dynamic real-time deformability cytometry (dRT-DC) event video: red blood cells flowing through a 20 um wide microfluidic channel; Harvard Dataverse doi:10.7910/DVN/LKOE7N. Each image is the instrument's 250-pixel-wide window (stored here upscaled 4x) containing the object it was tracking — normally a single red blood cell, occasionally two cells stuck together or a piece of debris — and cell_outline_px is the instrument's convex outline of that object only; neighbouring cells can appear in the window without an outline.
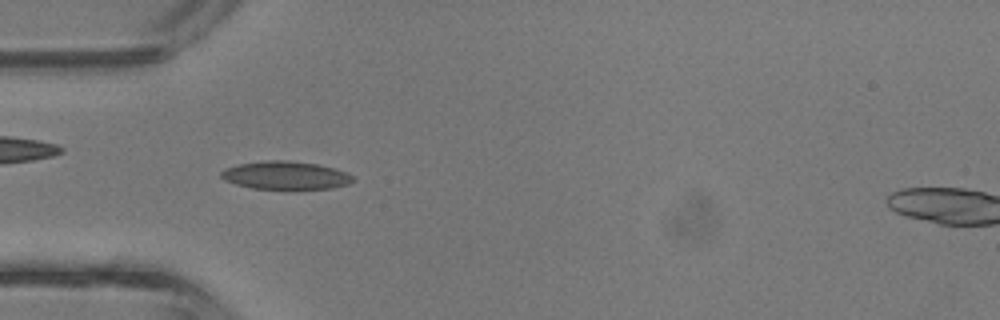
{"species": "common noctule bat (a hibernating species)", "species_latin": "Nyctalus noctula", "temperature_condition": "room temperature", "stored_images_in_passage": 3, "camera_frame_rate_fps": 3000, "um_per_image_px": 0.085, "animal": {"sex": "male", "body_mass_g": 13.3}, "frame": {"image": 1, "passage_image": 3, "time_ms": 0.667, "image_size_px": [1000, 320], "cell_outline_px": [[356, 180], [348, 184], [332, 188], [252, 188], [236, 184], [224, 180], [220, 176], [220, 172], [228, 168], [240, 164], [268, 160], [288, 160], [316, 164], [332, 168], [344, 172], [352, 176]], "centroid_in_image_um": [24.27, 14.9], "position_along_channel_um": 60.7, "area_um2": 21.1}}